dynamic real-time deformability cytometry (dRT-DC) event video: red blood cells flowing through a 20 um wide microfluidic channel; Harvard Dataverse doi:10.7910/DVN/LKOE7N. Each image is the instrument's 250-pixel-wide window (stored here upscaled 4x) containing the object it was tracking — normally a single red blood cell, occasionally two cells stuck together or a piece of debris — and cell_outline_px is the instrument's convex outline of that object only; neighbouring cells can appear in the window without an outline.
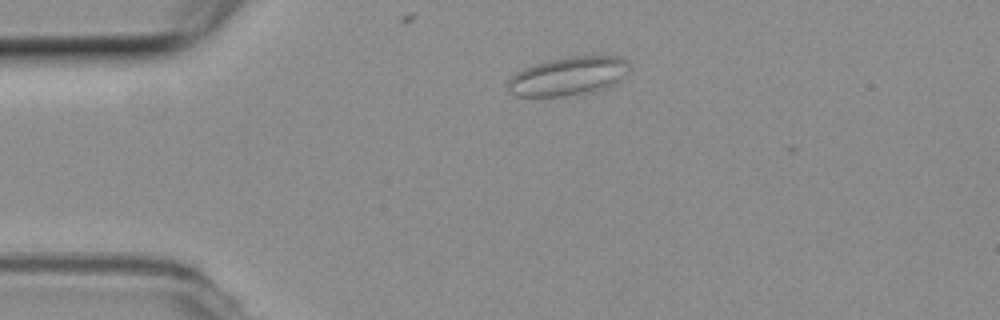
{"species": "common noctule bat (a hibernating species)", "species_latin": "Nyctalus noctula", "temperature_condition": "room temperature", "stored_images_in_passage": 2, "camera_frame_rate_fps": 3000, "um_per_image_px": 0.085, "animal": {"sex": "female", "body_mass_g": 19.3, "forearm_length_mm": 54.1}, "frame": {"image": 1, "passage_image": 1, "time_ms": 0.0, "image_size_px": [1000, 320], "cell_outline_px": [[628, 72], [612, 84], [588, 92], [560, 96], [516, 96], [508, 92], [504, 84], [508, 76], [524, 68], [548, 60], [564, 56], [620, 56], [628, 60]], "centroid_in_image_um": [48.19, 6.45], "position_along_channel_um": 36.8, "area_um2": 27.34}}